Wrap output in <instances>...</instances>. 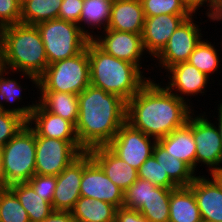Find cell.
Instances as JSON below:
<instances>
[{"label": "cell", "mask_w": 222, "mask_h": 222, "mask_svg": "<svg viewBox=\"0 0 222 222\" xmlns=\"http://www.w3.org/2000/svg\"><path fill=\"white\" fill-rule=\"evenodd\" d=\"M158 81L151 78L127 102L126 112L127 123L156 140L184 126L195 111Z\"/></svg>", "instance_id": "obj_1"}, {"label": "cell", "mask_w": 222, "mask_h": 222, "mask_svg": "<svg viewBox=\"0 0 222 222\" xmlns=\"http://www.w3.org/2000/svg\"><path fill=\"white\" fill-rule=\"evenodd\" d=\"M78 103L75 131L86 151L106 146L126 122L127 102L91 84L78 95Z\"/></svg>", "instance_id": "obj_2"}, {"label": "cell", "mask_w": 222, "mask_h": 222, "mask_svg": "<svg viewBox=\"0 0 222 222\" xmlns=\"http://www.w3.org/2000/svg\"><path fill=\"white\" fill-rule=\"evenodd\" d=\"M2 68L20 73L38 89V78L48 66L43 41L35 25L22 23L0 29ZM34 84V85H33Z\"/></svg>", "instance_id": "obj_3"}, {"label": "cell", "mask_w": 222, "mask_h": 222, "mask_svg": "<svg viewBox=\"0 0 222 222\" xmlns=\"http://www.w3.org/2000/svg\"><path fill=\"white\" fill-rule=\"evenodd\" d=\"M87 48L90 84L118 95L126 102L153 77H145V72L138 66L105 53L92 40Z\"/></svg>", "instance_id": "obj_4"}, {"label": "cell", "mask_w": 222, "mask_h": 222, "mask_svg": "<svg viewBox=\"0 0 222 222\" xmlns=\"http://www.w3.org/2000/svg\"><path fill=\"white\" fill-rule=\"evenodd\" d=\"M90 85L88 48L82 52L49 64L38 78L37 91H57L79 95Z\"/></svg>", "instance_id": "obj_5"}, {"label": "cell", "mask_w": 222, "mask_h": 222, "mask_svg": "<svg viewBox=\"0 0 222 222\" xmlns=\"http://www.w3.org/2000/svg\"><path fill=\"white\" fill-rule=\"evenodd\" d=\"M35 26L43 41L48 65L76 56L90 41L79 25L73 22L52 19Z\"/></svg>", "instance_id": "obj_6"}, {"label": "cell", "mask_w": 222, "mask_h": 222, "mask_svg": "<svg viewBox=\"0 0 222 222\" xmlns=\"http://www.w3.org/2000/svg\"><path fill=\"white\" fill-rule=\"evenodd\" d=\"M3 167L9 185L28 182L35 174L36 133L26 124L3 147Z\"/></svg>", "instance_id": "obj_7"}, {"label": "cell", "mask_w": 222, "mask_h": 222, "mask_svg": "<svg viewBox=\"0 0 222 222\" xmlns=\"http://www.w3.org/2000/svg\"><path fill=\"white\" fill-rule=\"evenodd\" d=\"M85 151L79 141L47 138L36 134L35 174L58 176Z\"/></svg>", "instance_id": "obj_8"}, {"label": "cell", "mask_w": 222, "mask_h": 222, "mask_svg": "<svg viewBox=\"0 0 222 222\" xmlns=\"http://www.w3.org/2000/svg\"><path fill=\"white\" fill-rule=\"evenodd\" d=\"M191 15L185 19L170 36L166 46L163 50L153 59L156 68L159 67L166 71L171 66L188 61L189 56L194 51L199 42L204 38L202 34L201 22H197V16ZM199 23V24H197ZM158 63V65H157ZM157 65V66H156Z\"/></svg>", "instance_id": "obj_9"}, {"label": "cell", "mask_w": 222, "mask_h": 222, "mask_svg": "<svg viewBox=\"0 0 222 222\" xmlns=\"http://www.w3.org/2000/svg\"><path fill=\"white\" fill-rule=\"evenodd\" d=\"M206 113L198 114L196 110L192 113V133L196 143L195 173L199 166L206 165V173L222 167L221 138L215 123Z\"/></svg>", "instance_id": "obj_10"}, {"label": "cell", "mask_w": 222, "mask_h": 222, "mask_svg": "<svg viewBox=\"0 0 222 222\" xmlns=\"http://www.w3.org/2000/svg\"><path fill=\"white\" fill-rule=\"evenodd\" d=\"M156 142V139L125 122L106 146L120 159L139 170L140 166L153 155Z\"/></svg>", "instance_id": "obj_11"}, {"label": "cell", "mask_w": 222, "mask_h": 222, "mask_svg": "<svg viewBox=\"0 0 222 222\" xmlns=\"http://www.w3.org/2000/svg\"><path fill=\"white\" fill-rule=\"evenodd\" d=\"M80 195L110 203L117 209L123 207L124 191L106 176L105 172L92 159L88 151L83 152Z\"/></svg>", "instance_id": "obj_12"}, {"label": "cell", "mask_w": 222, "mask_h": 222, "mask_svg": "<svg viewBox=\"0 0 222 222\" xmlns=\"http://www.w3.org/2000/svg\"><path fill=\"white\" fill-rule=\"evenodd\" d=\"M92 41L105 53L132 63L146 73L143 61L149 56L144 50L141 34L106 29L96 34Z\"/></svg>", "instance_id": "obj_13"}, {"label": "cell", "mask_w": 222, "mask_h": 222, "mask_svg": "<svg viewBox=\"0 0 222 222\" xmlns=\"http://www.w3.org/2000/svg\"><path fill=\"white\" fill-rule=\"evenodd\" d=\"M166 80H161V83L173 94L178 96L180 99L186 101L190 106H193L194 103L191 101V96L199 95L203 97L204 93L206 96V89L208 84H211L210 77L205 73L198 70L195 66L189 62H180L177 63L166 71ZM164 81V82H163ZM201 94V95H200ZM190 96V99H189Z\"/></svg>", "instance_id": "obj_14"}, {"label": "cell", "mask_w": 222, "mask_h": 222, "mask_svg": "<svg viewBox=\"0 0 222 222\" xmlns=\"http://www.w3.org/2000/svg\"><path fill=\"white\" fill-rule=\"evenodd\" d=\"M191 15L161 14L145 17L141 34L142 44L146 54L153 60L166 46L170 36L177 27Z\"/></svg>", "instance_id": "obj_15"}, {"label": "cell", "mask_w": 222, "mask_h": 222, "mask_svg": "<svg viewBox=\"0 0 222 222\" xmlns=\"http://www.w3.org/2000/svg\"><path fill=\"white\" fill-rule=\"evenodd\" d=\"M83 172V153L56 176L52 199L54 211H71L81 197L80 184Z\"/></svg>", "instance_id": "obj_16"}, {"label": "cell", "mask_w": 222, "mask_h": 222, "mask_svg": "<svg viewBox=\"0 0 222 222\" xmlns=\"http://www.w3.org/2000/svg\"><path fill=\"white\" fill-rule=\"evenodd\" d=\"M106 176L124 192L138 179V170L116 156L107 146L88 150Z\"/></svg>", "instance_id": "obj_17"}, {"label": "cell", "mask_w": 222, "mask_h": 222, "mask_svg": "<svg viewBox=\"0 0 222 222\" xmlns=\"http://www.w3.org/2000/svg\"><path fill=\"white\" fill-rule=\"evenodd\" d=\"M27 124L38 136L66 141H78L75 126L68 120L48 112L39 102Z\"/></svg>", "instance_id": "obj_18"}, {"label": "cell", "mask_w": 222, "mask_h": 222, "mask_svg": "<svg viewBox=\"0 0 222 222\" xmlns=\"http://www.w3.org/2000/svg\"><path fill=\"white\" fill-rule=\"evenodd\" d=\"M201 174L189 187L194 193L202 221L222 222V191L209 176Z\"/></svg>", "instance_id": "obj_19"}, {"label": "cell", "mask_w": 222, "mask_h": 222, "mask_svg": "<svg viewBox=\"0 0 222 222\" xmlns=\"http://www.w3.org/2000/svg\"><path fill=\"white\" fill-rule=\"evenodd\" d=\"M144 22L140 0H116L112 3L107 29L142 34Z\"/></svg>", "instance_id": "obj_20"}, {"label": "cell", "mask_w": 222, "mask_h": 222, "mask_svg": "<svg viewBox=\"0 0 222 222\" xmlns=\"http://www.w3.org/2000/svg\"><path fill=\"white\" fill-rule=\"evenodd\" d=\"M157 141L168 154L183 161L195 172L196 143L192 133V114L184 126Z\"/></svg>", "instance_id": "obj_21"}, {"label": "cell", "mask_w": 222, "mask_h": 222, "mask_svg": "<svg viewBox=\"0 0 222 222\" xmlns=\"http://www.w3.org/2000/svg\"><path fill=\"white\" fill-rule=\"evenodd\" d=\"M14 73V71L11 72L10 70L4 68L0 70V106L2 107L3 111L17 114L28 122L31 112L35 109L38 100H35L34 102L32 101V104L29 102L27 105H19L17 107L14 106V102L16 103L23 101L22 91L28 89L27 86L26 88L25 86L23 88V86H21L22 84H20L21 81H19L17 78L13 79L10 77L11 75H15Z\"/></svg>", "instance_id": "obj_22"}, {"label": "cell", "mask_w": 222, "mask_h": 222, "mask_svg": "<svg viewBox=\"0 0 222 222\" xmlns=\"http://www.w3.org/2000/svg\"><path fill=\"white\" fill-rule=\"evenodd\" d=\"M111 7L112 2L110 1L84 0L79 18V27L90 40H93L96 36L94 29L97 30L98 34L107 29Z\"/></svg>", "instance_id": "obj_23"}, {"label": "cell", "mask_w": 222, "mask_h": 222, "mask_svg": "<svg viewBox=\"0 0 222 222\" xmlns=\"http://www.w3.org/2000/svg\"><path fill=\"white\" fill-rule=\"evenodd\" d=\"M169 222H203L194 193L189 186L171 189Z\"/></svg>", "instance_id": "obj_24"}, {"label": "cell", "mask_w": 222, "mask_h": 222, "mask_svg": "<svg viewBox=\"0 0 222 222\" xmlns=\"http://www.w3.org/2000/svg\"><path fill=\"white\" fill-rule=\"evenodd\" d=\"M38 102L48 111L70 121L74 126L78 119V95L57 91H37Z\"/></svg>", "instance_id": "obj_25"}, {"label": "cell", "mask_w": 222, "mask_h": 222, "mask_svg": "<svg viewBox=\"0 0 222 222\" xmlns=\"http://www.w3.org/2000/svg\"><path fill=\"white\" fill-rule=\"evenodd\" d=\"M116 210L110 203L81 196L71 214L75 222H115Z\"/></svg>", "instance_id": "obj_26"}, {"label": "cell", "mask_w": 222, "mask_h": 222, "mask_svg": "<svg viewBox=\"0 0 222 222\" xmlns=\"http://www.w3.org/2000/svg\"><path fill=\"white\" fill-rule=\"evenodd\" d=\"M9 188L27 211L30 222H40L54 211L52 203L38 195L27 182L13 184Z\"/></svg>", "instance_id": "obj_27"}, {"label": "cell", "mask_w": 222, "mask_h": 222, "mask_svg": "<svg viewBox=\"0 0 222 222\" xmlns=\"http://www.w3.org/2000/svg\"><path fill=\"white\" fill-rule=\"evenodd\" d=\"M153 156L178 187L189 186L198 175L186 163L168 154L158 141L154 145Z\"/></svg>", "instance_id": "obj_28"}, {"label": "cell", "mask_w": 222, "mask_h": 222, "mask_svg": "<svg viewBox=\"0 0 222 222\" xmlns=\"http://www.w3.org/2000/svg\"><path fill=\"white\" fill-rule=\"evenodd\" d=\"M220 43V47L222 48V40ZM214 44L208 40V38H203L199 44L196 46L194 51L189 56V59L187 62L195 66L198 70L205 73L207 76L211 78V81L214 79V77H211L214 73H220V69L222 67L220 62L222 59L219 56L220 53L218 51H222V49H217V47ZM213 78V79H212Z\"/></svg>", "instance_id": "obj_29"}, {"label": "cell", "mask_w": 222, "mask_h": 222, "mask_svg": "<svg viewBox=\"0 0 222 222\" xmlns=\"http://www.w3.org/2000/svg\"><path fill=\"white\" fill-rule=\"evenodd\" d=\"M62 0H26L21 4L20 23L37 25L38 23L58 19Z\"/></svg>", "instance_id": "obj_30"}, {"label": "cell", "mask_w": 222, "mask_h": 222, "mask_svg": "<svg viewBox=\"0 0 222 222\" xmlns=\"http://www.w3.org/2000/svg\"><path fill=\"white\" fill-rule=\"evenodd\" d=\"M170 196L171 189L156 186L138 211L150 222H169Z\"/></svg>", "instance_id": "obj_31"}, {"label": "cell", "mask_w": 222, "mask_h": 222, "mask_svg": "<svg viewBox=\"0 0 222 222\" xmlns=\"http://www.w3.org/2000/svg\"><path fill=\"white\" fill-rule=\"evenodd\" d=\"M0 222H30L27 211L10 188L0 191Z\"/></svg>", "instance_id": "obj_32"}, {"label": "cell", "mask_w": 222, "mask_h": 222, "mask_svg": "<svg viewBox=\"0 0 222 222\" xmlns=\"http://www.w3.org/2000/svg\"><path fill=\"white\" fill-rule=\"evenodd\" d=\"M138 178L150 181L155 186L175 189L178 186L164 173L156 158L151 155L139 168Z\"/></svg>", "instance_id": "obj_33"}, {"label": "cell", "mask_w": 222, "mask_h": 222, "mask_svg": "<svg viewBox=\"0 0 222 222\" xmlns=\"http://www.w3.org/2000/svg\"><path fill=\"white\" fill-rule=\"evenodd\" d=\"M144 16L152 17L161 14L192 15L180 0H140Z\"/></svg>", "instance_id": "obj_34"}, {"label": "cell", "mask_w": 222, "mask_h": 222, "mask_svg": "<svg viewBox=\"0 0 222 222\" xmlns=\"http://www.w3.org/2000/svg\"><path fill=\"white\" fill-rule=\"evenodd\" d=\"M155 187L150 181L138 178L124 192L123 207L139 210L147 202L150 192Z\"/></svg>", "instance_id": "obj_35"}, {"label": "cell", "mask_w": 222, "mask_h": 222, "mask_svg": "<svg viewBox=\"0 0 222 222\" xmlns=\"http://www.w3.org/2000/svg\"><path fill=\"white\" fill-rule=\"evenodd\" d=\"M27 122L17 114L2 111L0 113V148L14 137Z\"/></svg>", "instance_id": "obj_36"}, {"label": "cell", "mask_w": 222, "mask_h": 222, "mask_svg": "<svg viewBox=\"0 0 222 222\" xmlns=\"http://www.w3.org/2000/svg\"><path fill=\"white\" fill-rule=\"evenodd\" d=\"M185 8L192 14H205L207 21L215 22L218 13L222 10V0H180ZM207 7L205 13H199L198 10Z\"/></svg>", "instance_id": "obj_37"}, {"label": "cell", "mask_w": 222, "mask_h": 222, "mask_svg": "<svg viewBox=\"0 0 222 222\" xmlns=\"http://www.w3.org/2000/svg\"><path fill=\"white\" fill-rule=\"evenodd\" d=\"M27 183L38 195L52 203L56 187V176L34 174Z\"/></svg>", "instance_id": "obj_38"}, {"label": "cell", "mask_w": 222, "mask_h": 222, "mask_svg": "<svg viewBox=\"0 0 222 222\" xmlns=\"http://www.w3.org/2000/svg\"><path fill=\"white\" fill-rule=\"evenodd\" d=\"M21 4L19 0H0V29L19 24Z\"/></svg>", "instance_id": "obj_39"}, {"label": "cell", "mask_w": 222, "mask_h": 222, "mask_svg": "<svg viewBox=\"0 0 222 222\" xmlns=\"http://www.w3.org/2000/svg\"><path fill=\"white\" fill-rule=\"evenodd\" d=\"M84 0H62L58 19L73 22L79 25Z\"/></svg>", "instance_id": "obj_40"}, {"label": "cell", "mask_w": 222, "mask_h": 222, "mask_svg": "<svg viewBox=\"0 0 222 222\" xmlns=\"http://www.w3.org/2000/svg\"><path fill=\"white\" fill-rule=\"evenodd\" d=\"M115 222H150L138 210L119 207L116 210Z\"/></svg>", "instance_id": "obj_41"}, {"label": "cell", "mask_w": 222, "mask_h": 222, "mask_svg": "<svg viewBox=\"0 0 222 222\" xmlns=\"http://www.w3.org/2000/svg\"><path fill=\"white\" fill-rule=\"evenodd\" d=\"M40 222H75L71 211H53L48 217Z\"/></svg>", "instance_id": "obj_42"}, {"label": "cell", "mask_w": 222, "mask_h": 222, "mask_svg": "<svg viewBox=\"0 0 222 222\" xmlns=\"http://www.w3.org/2000/svg\"><path fill=\"white\" fill-rule=\"evenodd\" d=\"M3 150L0 148V191L9 189L10 185L8 184L5 174H4V167H3Z\"/></svg>", "instance_id": "obj_43"}, {"label": "cell", "mask_w": 222, "mask_h": 222, "mask_svg": "<svg viewBox=\"0 0 222 222\" xmlns=\"http://www.w3.org/2000/svg\"><path fill=\"white\" fill-rule=\"evenodd\" d=\"M217 105H218V107H217L218 111H216V112L218 113V115L216 116L217 118L215 119L216 121L214 123L218 129V132H219V135L221 138V144H222V100L221 99L219 101V104H217Z\"/></svg>", "instance_id": "obj_44"}, {"label": "cell", "mask_w": 222, "mask_h": 222, "mask_svg": "<svg viewBox=\"0 0 222 222\" xmlns=\"http://www.w3.org/2000/svg\"><path fill=\"white\" fill-rule=\"evenodd\" d=\"M208 176H210V178L218 185V187L222 191V167L208 172Z\"/></svg>", "instance_id": "obj_45"}, {"label": "cell", "mask_w": 222, "mask_h": 222, "mask_svg": "<svg viewBox=\"0 0 222 222\" xmlns=\"http://www.w3.org/2000/svg\"><path fill=\"white\" fill-rule=\"evenodd\" d=\"M215 21H217V22H221V23H222V10L218 13V15H217Z\"/></svg>", "instance_id": "obj_46"}, {"label": "cell", "mask_w": 222, "mask_h": 222, "mask_svg": "<svg viewBox=\"0 0 222 222\" xmlns=\"http://www.w3.org/2000/svg\"><path fill=\"white\" fill-rule=\"evenodd\" d=\"M2 69V54H1V40H0V70Z\"/></svg>", "instance_id": "obj_47"}, {"label": "cell", "mask_w": 222, "mask_h": 222, "mask_svg": "<svg viewBox=\"0 0 222 222\" xmlns=\"http://www.w3.org/2000/svg\"><path fill=\"white\" fill-rule=\"evenodd\" d=\"M100 1H110V2H114V1H116V0H100Z\"/></svg>", "instance_id": "obj_48"}, {"label": "cell", "mask_w": 222, "mask_h": 222, "mask_svg": "<svg viewBox=\"0 0 222 222\" xmlns=\"http://www.w3.org/2000/svg\"><path fill=\"white\" fill-rule=\"evenodd\" d=\"M24 1H26V0H19L20 4H22Z\"/></svg>", "instance_id": "obj_49"}]
</instances>
